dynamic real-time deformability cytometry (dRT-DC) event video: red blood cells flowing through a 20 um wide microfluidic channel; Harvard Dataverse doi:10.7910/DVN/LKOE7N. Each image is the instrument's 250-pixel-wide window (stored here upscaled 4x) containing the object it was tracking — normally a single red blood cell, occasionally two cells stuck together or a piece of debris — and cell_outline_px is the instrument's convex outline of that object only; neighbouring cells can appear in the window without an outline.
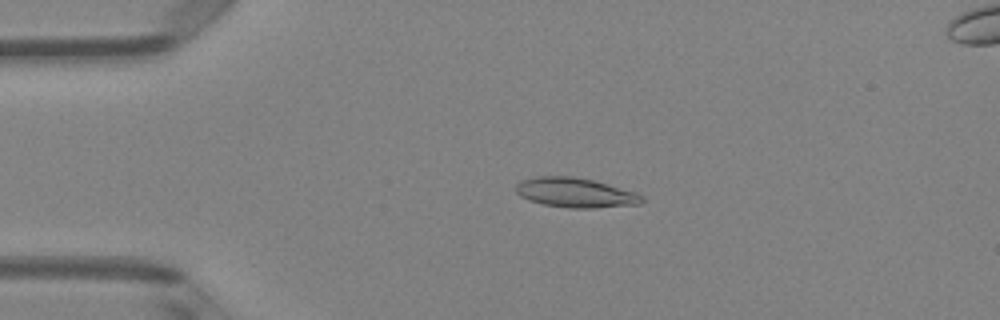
{"species": "Egyptian fruit bat (a non-hibernating species)", "species_latin": "Rousettus aegyptiacus", "temperature_condition": "room temperature", "stored_images_in_passage": 46, "camera_frame_rate_fps": 3000, "um_per_image_px": 0.085, "animal": {"sex": "female"}, "frame": {"image": 1, "passage_image": 7, "time_ms": 2.0, "image_size_px": [1000, 320], "cell_outline_px": [[644, 200], [640, 204], [592, 208], [568, 208], [544, 204], [528, 200], [520, 196], [516, 192], [516, 184], [520, 180], [536, 176], [572, 176], [592, 180], [608, 184], [636, 192], [644, 196]], "centroid_in_image_um": [48.9, 16.37], "position_along_channel_um": 36.1, "area_um2": 21.85}}
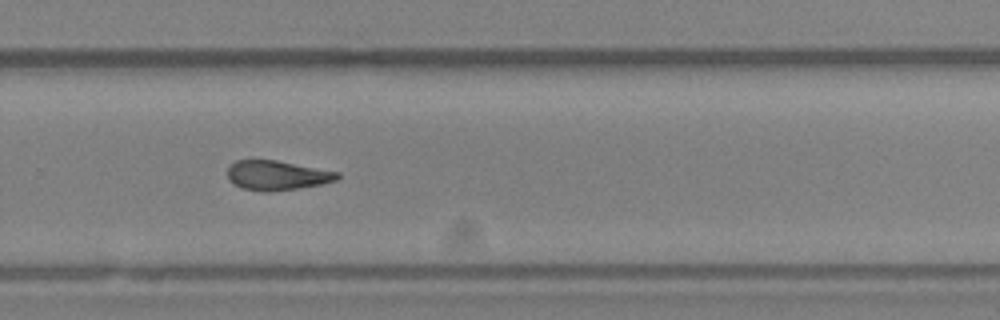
{"frame": {"image": 2, "passage_image": 30, "time_ms": 9.667, "image_size_px": [1000, 320], "cell_outline_px": [[340, 176], [336, 180], [320, 184], [300, 188], [268, 192], [264, 192], [244, 188], [228, 180], [228, 168], [236, 160], [276, 160], [340, 172]], "centroid_in_image_um": [23.56, 14.9], "position_along_channel_um": 306.2, "area_um2": 18.79}}
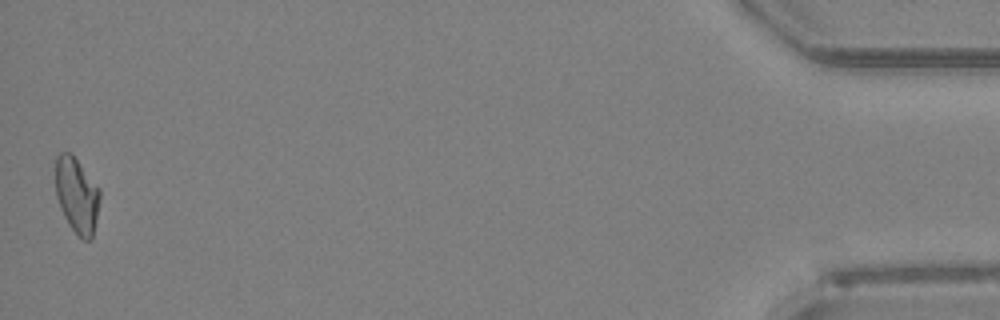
{"frame": {"image": 3, "passage_image": 46, "time_ms": 15.0, "image_size_px": [1000, 320], "cell_outline_px": [[100, 200], [92, 236], [88, 240], [84, 240], [68, 224], [60, 208], [56, 196], [56, 156], [60, 152], [72, 152], [100, 188]], "centroid_in_image_um": [6.53, 16.53], "position_along_channel_um": 428.7, "area_um2": 19.54}, "authors_computed_cell_mechanics": {"area_um2": 19.5653, "velocity_mm_per_s": 4.0251, "shape_relaxation_time_tau1_ms": 9.9928, "shape_relaxation_time_tau2_ms": 4.1649, "deformation_change_tau1": 0.2319, "deformation_change_tau2": 0.128}}